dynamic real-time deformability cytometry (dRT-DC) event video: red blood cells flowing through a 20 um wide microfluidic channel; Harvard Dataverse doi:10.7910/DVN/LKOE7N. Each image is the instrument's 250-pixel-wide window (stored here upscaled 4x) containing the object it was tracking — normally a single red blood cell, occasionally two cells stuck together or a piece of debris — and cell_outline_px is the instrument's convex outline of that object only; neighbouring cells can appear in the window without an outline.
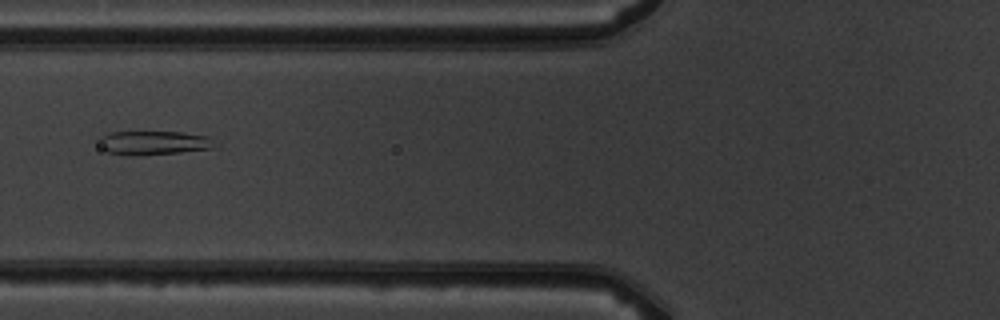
{"species": "common noctule bat (a hibernating species)", "species_latin": "Nyctalus noctula", "temperature_condition": "warm", "stored_images_in_passage": 6, "camera_frame_rate_fps": 3000, "um_per_image_px": 0.085, "animal": {"sex": "male", "body_mass_g": 19.5, "forearm_length_mm": 54.6}, "frame": {"image": 1, "passage_image": 6, "time_ms": 6.333, "image_size_px": [1000, 320], "cell_outline_px": [[220, 144], [216, 148], [180, 152], [108, 152], [100, 148], [100, 136], [112, 132], [184, 132], [208, 136]], "centroid_in_image_um": [13.22, 12.08], "position_along_channel_um": 112.6, "area_um2": 15.32}}